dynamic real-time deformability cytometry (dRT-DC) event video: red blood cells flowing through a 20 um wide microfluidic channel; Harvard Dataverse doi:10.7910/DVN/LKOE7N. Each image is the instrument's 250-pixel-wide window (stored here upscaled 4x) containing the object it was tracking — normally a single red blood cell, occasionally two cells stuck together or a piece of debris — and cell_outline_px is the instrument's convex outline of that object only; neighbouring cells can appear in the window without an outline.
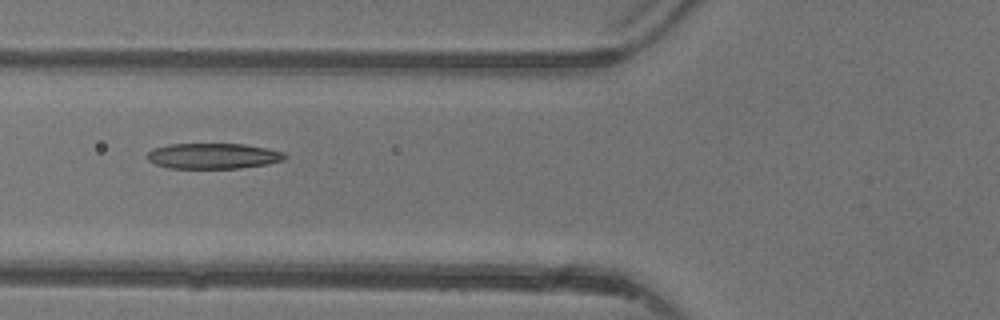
{"species": "common noctule bat (a hibernating species)", "species_latin": "Nyctalus noctula", "temperature_condition": "warm", "stored_images_in_passage": 5, "camera_frame_rate_fps": 3000, "um_per_image_px": 0.085, "animal": {"sex": "female"}, "frame": {"image": 1, "passage_image": 5, "time_ms": 4.667, "image_size_px": [1000, 320], "cell_outline_px": [[288, 156], [284, 160], [268, 164], [240, 168], [168, 168], [156, 164], [148, 160], [144, 156], [152, 148], [168, 144], [244, 144], [268, 148], [284, 152]], "centroid_in_image_um": [18.11, 13.25], "position_along_channel_um": 107.7, "area_um2": 20.75}}